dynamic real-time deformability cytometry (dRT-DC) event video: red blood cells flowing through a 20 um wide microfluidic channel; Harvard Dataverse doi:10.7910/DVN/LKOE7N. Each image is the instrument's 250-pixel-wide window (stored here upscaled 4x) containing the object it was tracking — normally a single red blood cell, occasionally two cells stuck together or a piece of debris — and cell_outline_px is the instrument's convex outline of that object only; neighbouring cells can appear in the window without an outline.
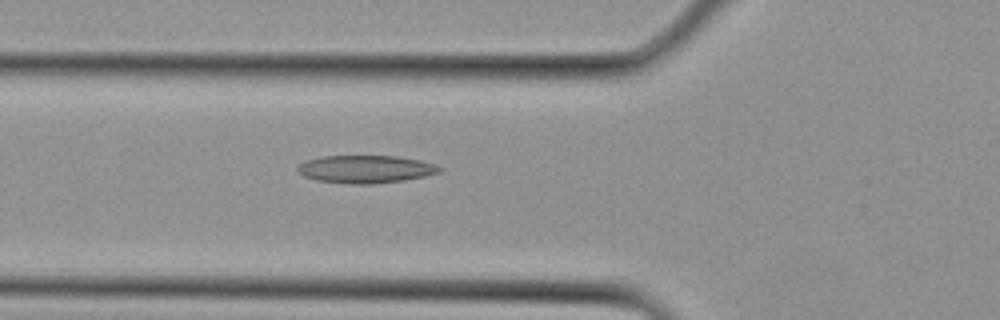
{"species": "Egyptian fruit bat (a non-hibernating species)", "species_latin": "Rousettus aegyptiacus", "temperature_condition": "cold", "stored_images_in_passage": 20, "camera_frame_rate_fps": 3000, "um_per_image_px": 0.085, "animal": {"sex": "female"}, "frame": {"image": 1, "passage_image": 2, "time_ms": 0.333, "image_size_px": [1000, 320], "cell_outline_px": [[440, 172], [424, 176], [404, 180], [372, 184], [348, 184], [316, 180], [304, 176], [296, 168], [300, 164], [308, 160], [324, 156], [396, 156], [420, 160], [436, 164], [440, 168]], "centroid_in_image_um": [31.08, 14.38], "position_along_channel_um": 94.7, "area_um2": 22.77}}
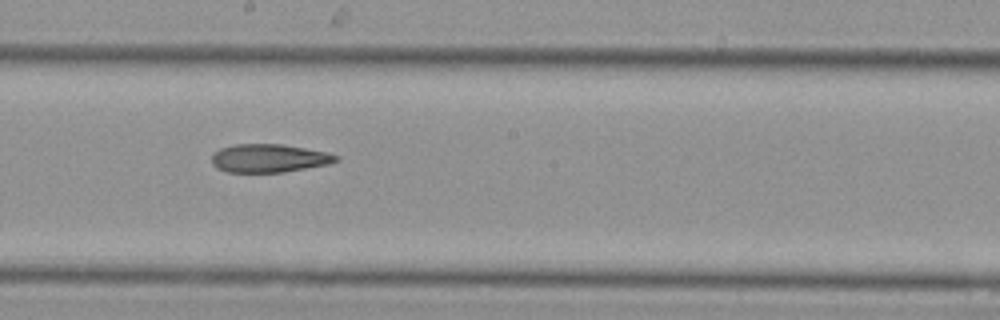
{"frame": {"image": 2, "passage_image": 8, "time_ms": 2.333, "image_size_px": [1000, 320], "cell_outline_px": [[340, 160], [328, 164], [284, 172], [228, 172], [216, 168], [212, 164], [212, 152], [220, 148], [236, 144], [284, 144], [328, 152], [340, 156]], "centroid_in_image_um": [22.87, 13.44], "position_along_channel_um": 225.3, "area_um2": 20.69}}
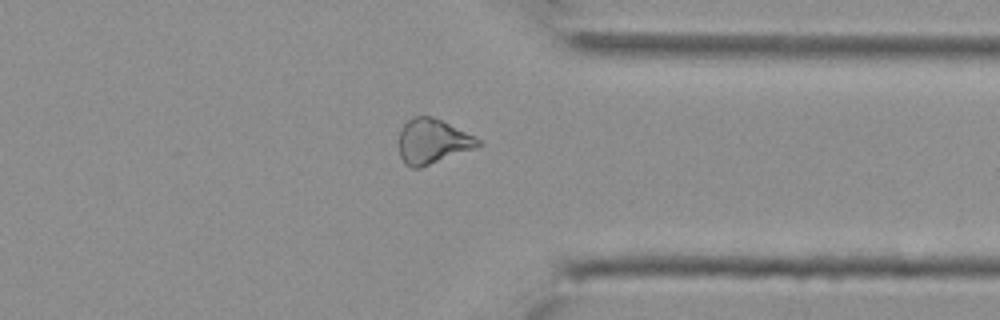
{"frame": {"image": 3, "passage_image": 15, "time_ms": 4.667, "image_size_px": [1000, 320], "cell_outline_px": [[484, 144], [420, 168], [412, 168], [404, 164], [400, 156], [400, 128], [412, 116], [432, 116], [480, 140]], "centroid_in_image_um": [36.72, 12.02], "position_along_channel_um": 374.7, "area_um2": 20.23}}